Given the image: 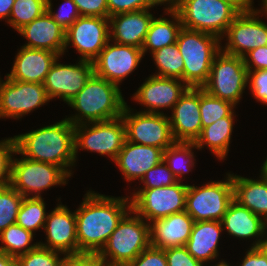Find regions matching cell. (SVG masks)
<instances>
[{"instance_id": "6da1fadb", "label": "cell", "mask_w": 267, "mask_h": 266, "mask_svg": "<svg viewBox=\"0 0 267 266\" xmlns=\"http://www.w3.org/2000/svg\"><path fill=\"white\" fill-rule=\"evenodd\" d=\"M131 210V199L87 191L75 210L78 253L98 254L118 223Z\"/></svg>"}, {"instance_id": "7a4b0ae2", "label": "cell", "mask_w": 267, "mask_h": 266, "mask_svg": "<svg viewBox=\"0 0 267 266\" xmlns=\"http://www.w3.org/2000/svg\"><path fill=\"white\" fill-rule=\"evenodd\" d=\"M14 138L15 155L57 165L72 177V166H76L74 125L68 119L18 134Z\"/></svg>"}, {"instance_id": "3957f363", "label": "cell", "mask_w": 267, "mask_h": 266, "mask_svg": "<svg viewBox=\"0 0 267 266\" xmlns=\"http://www.w3.org/2000/svg\"><path fill=\"white\" fill-rule=\"evenodd\" d=\"M67 104L77 111L73 116H66L75 126L121 117L126 102L118 85L93 73Z\"/></svg>"}, {"instance_id": "277c9868", "label": "cell", "mask_w": 267, "mask_h": 266, "mask_svg": "<svg viewBox=\"0 0 267 266\" xmlns=\"http://www.w3.org/2000/svg\"><path fill=\"white\" fill-rule=\"evenodd\" d=\"M221 42L214 35L182 27L176 43L184 63V83L201 88L207 82L213 60L221 51Z\"/></svg>"}, {"instance_id": "5b68a950", "label": "cell", "mask_w": 267, "mask_h": 266, "mask_svg": "<svg viewBox=\"0 0 267 266\" xmlns=\"http://www.w3.org/2000/svg\"><path fill=\"white\" fill-rule=\"evenodd\" d=\"M150 245V224L130 210L118 223L98 255L106 266H125Z\"/></svg>"}, {"instance_id": "8992f818", "label": "cell", "mask_w": 267, "mask_h": 266, "mask_svg": "<svg viewBox=\"0 0 267 266\" xmlns=\"http://www.w3.org/2000/svg\"><path fill=\"white\" fill-rule=\"evenodd\" d=\"M172 7L179 13L183 28L208 33L220 40L241 12L228 0H177Z\"/></svg>"}, {"instance_id": "52a82bcc", "label": "cell", "mask_w": 267, "mask_h": 266, "mask_svg": "<svg viewBox=\"0 0 267 266\" xmlns=\"http://www.w3.org/2000/svg\"><path fill=\"white\" fill-rule=\"evenodd\" d=\"M234 199L232 174L225 181H210L199 186L188 185L185 211L197 221H221Z\"/></svg>"}, {"instance_id": "ba28073f", "label": "cell", "mask_w": 267, "mask_h": 266, "mask_svg": "<svg viewBox=\"0 0 267 266\" xmlns=\"http://www.w3.org/2000/svg\"><path fill=\"white\" fill-rule=\"evenodd\" d=\"M248 70L242 57L224 53L215 56L207 82L201 87L208 94L231 102L235 106L242 99L248 85Z\"/></svg>"}, {"instance_id": "9c48e42d", "label": "cell", "mask_w": 267, "mask_h": 266, "mask_svg": "<svg viewBox=\"0 0 267 266\" xmlns=\"http://www.w3.org/2000/svg\"><path fill=\"white\" fill-rule=\"evenodd\" d=\"M70 177L62 167L22 156L12 160L10 185L24 197L41 198L42 191L66 185Z\"/></svg>"}, {"instance_id": "30bf717a", "label": "cell", "mask_w": 267, "mask_h": 266, "mask_svg": "<svg viewBox=\"0 0 267 266\" xmlns=\"http://www.w3.org/2000/svg\"><path fill=\"white\" fill-rule=\"evenodd\" d=\"M126 140L125 125L122 117L112 120L82 123L74 126L75 157L82 149L97 152L111 158L118 156Z\"/></svg>"}, {"instance_id": "8fae6325", "label": "cell", "mask_w": 267, "mask_h": 266, "mask_svg": "<svg viewBox=\"0 0 267 266\" xmlns=\"http://www.w3.org/2000/svg\"><path fill=\"white\" fill-rule=\"evenodd\" d=\"M188 183L177 182L174 185L138 189L132 193L131 210L144 218L149 224L171 214L185 211Z\"/></svg>"}, {"instance_id": "7c38bea8", "label": "cell", "mask_w": 267, "mask_h": 266, "mask_svg": "<svg viewBox=\"0 0 267 266\" xmlns=\"http://www.w3.org/2000/svg\"><path fill=\"white\" fill-rule=\"evenodd\" d=\"M121 117L129 142L158 147L163 151L175 142L166 113H134L126 103Z\"/></svg>"}, {"instance_id": "4fadbf2b", "label": "cell", "mask_w": 267, "mask_h": 266, "mask_svg": "<svg viewBox=\"0 0 267 266\" xmlns=\"http://www.w3.org/2000/svg\"><path fill=\"white\" fill-rule=\"evenodd\" d=\"M264 12L259 9L241 11L229 25L225 46L221 50L229 55L244 57L251 50L267 45V23L262 21ZM262 15V16H260Z\"/></svg>"}, {"instance_id": "5bb4252c", "label": "cell", "mask_w": 267, "mask_h": 266, "mask_svg": "<svg viewBox=\"0 0 267 266\" xmlns=\"http://www.w3.org/2000/svg\"><path fill=\"white\" fill-rule=\"evenodd\" d=\"M50 100L43 84L16 81L5 75L0 85V119L19 120Z\"/></svg>"}, {"instance_id": "9a60e30c", "label": "cell", "mask_w": 267, "mask_h": 266, "mask_svg": "<svg viewBox=\"0 0 267 266\" xmlns=\"http://www.w3.org/2000/svg\"><path fill=\"white\" fill-rule=\"evenodd\" d=\"M109 40V18L80 16L65 32L64 54L73 46L80 60L93 62Z\"/></svg>"}, {"instance_id": "2e32d148", "label": "cell", "mask_w": 267, "mask_h": 266, "mask_svg": "<svg viewBox=\"0 0 267 266\" xmlns=\"http://www.w3.org/2000/svg\"><path fill=\"white\" fill-rule=\"evenodd\" d=\"M143 56L141 48L109 40L93 61V71L95 75L121 85L122 81L137 69Z\"/></svg>"}, {"instance_id": "e0dca14e", "label": "cell", "mask_w": 267, "mask_h": 266, "mask_svg": "<svg viewBox=\"0 0 267 266\" xmlns=\"http://www.w3.org/2000/svg\"><path fill=\"white\" fill-rule=\"evenodd\" d=\"M93 73V62L79 59L78 63L73 65L61 64L56 59L43 85L51 100L60 98L68 103L85 86Z\"/></svg>"}, {"instance_id": "ac0fdd59", "label": "cell", "mask_w": 267, "mask_h": 266, "mask_svg": "<svg viewBox=\"0 0 267 266\" xmlns=\"http://www.w3.org/2000/svg\"><path fill=\"white\" fill-rule=\"evenodd\" d=\"M189 88L181 79L151 75L133 94V99L147 108L141 112L164 113L160 110H172Z\"/></svg>"}, {"instance_id": "d6986e66", "label": "cell", "mask_w": 267, "mask_h": 266, "mask_svg": "<svg viewBox=\"0 0 267 266\" xmlns=\"http://www.w3.org/2000/svg\"><path fill=\"white\" fill-rule=\"evenodd\" d=\"M43 230L47 242H39L40 246L64 254L78 253L75 210L72 212L66 205L57 204L47 214Z\"/></svg>"}, {"instance_id": "ffe728a7", "label": "cell", "mask_w": 267, "mask_h": 266, "mask_svg": "<svg viewBox=\"0 0 267 266\" xmlns=\"http://www.w3.org/2000/svg\"><path fill=\"white\" fill-rule=\"evenodd\" d=\"M200 88L190 87L172 108L168 116L175 141L195 142L202 132Z\"/></svg>"}, {"instance_id": "44dd1931", "label": "cell", "mask_w": 267, "mask_h": 266, "mask_svg": "<svg viewBox=\"0 0 267 266\" xmlns=\"http://www.w3.org/2000/svg\"><path fill=\"white\" fill-rule=\"evenodd\" d=\"M221 224L231 236L242 240L255 239L251 248L262 247L267 240V222L235 199L229 204Z\"/></svg>"}, {"instance_id": "7402d4cb", "label": "cell", "mask_w": 267, "mask_h": 266, "mask_svg": "<svg viewBox=\"0 0 267 266\" xmlns=\"http://www.w3.org/2000/svg\"><path fill=\"white\" fill-rule=\"evenodd\" d=\"M163 160V150L158 147L136 144L125 140L114 163L127 182L139 181L145 173Z\"/></svg>"}, {"instance_id": "603a6c76", "label": "cell", "mask_w": 267, "mask_h": 266, "mask_svg": "<svg viewBox=\"0 0 267 266\" xmlns=\"http://www.w3.org/2000/svg\"><path fill=\"white\" fill-rule=\"evenodd\" d=\"M17 32L28 41L23 47L49 50L60 57L64 55L66 30L52 18L47 10Z\"/></svg>"}, {"instance_id": "cb8c5ba5", "label": "cell", "mask_w": 267, "mask_h": 266, "mask_svg": "<svg viewBox=\"0 0 267 266\" xmlns=\"http://www.w3.org/2000/svg\"><path fill=\"white\" fill-rule=\"evenodd\" d=\"M56 59L60 56L52 51L21 46L7 76L16 81L43 84Z\"/></svg>"}, {"instance_id": "d4e9b609", "label": "cell", "mask_w": 267, "mask_h": 266, "mask_svg": "<svg viewBox=\"0 0 267 266\" xmlns=\"http://www.w3.org/2000/svg\"><path fill=\"white\" fill-rule=\"evenodd\" d=\"M153 17L149 9L110 16V41L142 48Z\"/></svg>"}, {"instance_id": "484cf974", "label": "cell", "mask_w": 267, "mask_h": 266, "mask_svg": "<svg viewBox=\"0 0 267 266\" xmlns=\"http://www.w3.org/2000/svg\"><path fill=\"white\" fill-rule=\"evenodd\" d=\"M193 224L186 211L157 219L150 223L151 245L161 249L185 246Z\"/></svg>"}, {"instance_id": "4316f807", "label": "cell", "mask_w": 267, "mask_h": 266, "mask_svg": "<svg viewBox=\"0 0 267 266\" xmlns=\"http://www.w3.org/2000/svg\"><path fill=\"white\" fill-rule=\"evenodd\" d=\"M222 231L221 221L194 222L185 247L196 260L206 265L219 257L218 246Z\"/></svg>"}, {"instance_id": "83f0119b", "label": "cell", "mask_w": 267, "mask_h": 266, "mask_svg": "<svg viewBox=\"0 0 267 266\" xmlns=\"http://www.w3.org/2000/svg\"><path fill=\"white\" fill-rule=\"evenodd\" d=\"M258 178L233 173L234 199L267 222V177L260 174Z\"/></svg>"}, {"instance_id": "f1b7e54d", "label": "cell", "mask_w": 267, "mask_h": 266, "mask_svg": "<svg viewBox=\"0 0 267 266\" xmlns=\"http://www.w3.org/2000/svg\"><path fill=\"white\" fill-rule=\"evenodd\" d=\"M164 9V13L170 15L172 19L162 16L153 17L141 48L144 56L147 50L152 54L177 42L178 34L183 27L180 15L172 6L164 7Z\"/></svg>"}, {"instance_id": "f546056e", "label": "cell", "mask_w": 267, "mask_h": 266, "mask_svg": "<svg viewBox=\"0 0 267 266\" xmlns=\"http://www.w3.org/2000/svg\"><path fill=\"white\" fill-rule=\"evenodd\" d=\"M234 111L228 116L218 119L213 124L203 127L200 136L195 140L197 150L207 146L218 160H225L231 144V135L234 126Z\"/></svg>"}, {"instance_id": "4dcf8cb0", "label": "cell", "mask_w": 267, "mask_h": 266, "mask_svg": "<svg viewBox=\"0 0 267 266\" xmlns=\"http://www.w3.org/2000/svg\"><path fill=\"white\" fill-rule=\"evenodd\" d=\"M194 148L196 149L194 142L175 141L163 151L164 163L179 182H182L185 173L191 172L195 166L196 159L192 150Z\"/></svg>"}, {"instance_id": "1f68e13d", "label": "cell", "mask_w": 267, "mask_h": 266, "mask_svg": "<svg viewBox=\"0 0 267 266\" xmlns=\"http://www.w3.org/2000/svg\"><path fill=\"white\" fill-rule=\"evenodd\" d=\"M34 235L17 223L12 224L0 233V244H3L0 245V252L16 259L39 245V242L32 244Z\"/></svg>"}, {"instance_id": "d6a6232c", "label": "cell", "mask_w": 267, "mask_h": 266, "mask_svg": "<svg viewBox=\"0 0 267 266\" xmlns=\"http://www.w3.org/2000/svg\"><path fill=\"white\" fill-rule=\"evenodd\" d=\"M151 55L158 69L153 75L178 78L183 81L184 63L177 43L165 46Z\"/></svg>"}, {"instance_id": "836d02e7", "label": "cell", "mask_w": 267, "mask_h": 266, "mask_svg": "<svg viewBox=\"0 0 267 266\" xmlns=\"http://www.w3.org/2000/svg\"><path fill=\"white\" fill-rule=\"evenodd\" d=\"M47 214L44 198L24 197L16 223L35 234L34 232L44 228Z\"/></svg>"}, {"instance_id": "e575fe53", "label": "cell", "mask_w": 267, "mask_h": 266, "mask_svg": "<svg viewBox=\"0 0 267 266\" xmlns=\"http://www.w3.org/2000/svg\"><path fill=\"white\" fill-rule=\"evenodd\" d=\"M235 108V105L231 102L214 97L200 88L199 109L202 128L213 124L220 118L228 117L233 111H235Z\"/></svg>"}, {"instance_id": "d590c367", "label": "cell", "mask_w": 267, "mask_h": 266, "mask_svg": "<svg viewBox=\"0 0 267 266\" xmlns=\"http://www.w3.org/2000/svg\"><path fill=\"white\" fill-rule=\"evenodd\" d=\"M46 10L47 0H15L7 24L18 31L41 16Z\"/></svg>"}, {"instance_id": "8d00e7d4", "label": "cell", "mask_w": 267, "mask_h": 266, "mask_svg": "<svg viewBox=\"0 0 267 266\" xmlns=\"http://www.w3.org/2000/svg\"><path fill=\"white\" fill-rule=\"evenodd\" d=\"M23 199L11 185L0 188V233L16 223Z\"/></svg>"}, {"instance_id": "74e56055", "label": "cell", "mask_w": 267, "mask_h": 266, "mask_svg": "<svg viewBox=\"0 0 267 266\" xmlns=\"http://www.w3.org/2000/svg\"><path fill=\"white\" fill-rule=\"evenodd\" d=\"M61 253L38 245L26 254L18 256L16 259L21 266H58L61 260Z\"/></svg>"}, {"instance_id": "f35d334b", "label": "cell", "mask_w": 267, "mask_h": 266, "mask_svg": "<svg viewBox=\"0 0 267 266\" xmlns=\"http://www.w3.org/2000/svg\"><path fill=\"white\" fill-rule=\"evenodd\" d=\"M140 181V183H143V187L139 189L160 188L174 185L178 182L163 160L148 170Z\"/></svg>"}, {"instance_id": "ab89813d", "label": "cell", "mask_w": 267, "mask_h": 266, "mask_svg": "<svg viewBox=\"0 0 267 266\" xmlns=\"http://www.w3.org/2000/svg\"><path fill=\"white\" fill-rule=\"evenodd\" d=\"M16 152L15 138H6L0 141V188L10 185L12 160Z\"/></svg>"}, {"instance_id": "60d3db41", "label": "cell", "mask_w": 267, "mask_h": 266, "mask_svg": "<svg viewBox=\"0 0 267 266\" xmlns=\"http://www.w3.org/2000/svg\"><path fill=\"white\" fill-rule=\"evenodd\" d=\"M63 1L59 10L53 12L52 0H47V11L64 30H67L81 15L72 0Z\"/></svg>"}, {"instance_id": "b9f144b4", "label": "cell", "mask_w": 267, "mask_h": 266, "mask_svg": "<svg viewBox=\"0 0 267 266\" xmlns=\"http://www.w3.org/2000/svg\"><path fill=\"white\" fill-rule=\"evenodd\" d=\"M108 18L121 13L150 9L163 5L158 0H107Z\"/></svg>"}, {"instance_id": "7bdbcfd3", "label": "cell", "mask_w": 267, "mask_h": 266, "mask_svg": "<svg viewBox=\"0 0 267 266\" xmlns=\"http://www.w3.org/2000/svg\"><path fill=\"white\" fill-rule=\"evenodd\" d=\"M125 266H167L165 250L150 245Z\"/></svg>"}, {"instance_id": "ee69618b", "label": "cell", "mask_w": 267, "mask_h": 266, "mask_svg": "<svg viewBox=\"0 0 267 266\" xmlns=\"http://www.w3.org/2000/svg\"><path fill=\"white\" fill-rule=\"evenodd\" d=\"M251 94L258 102L267 106V69L248 71V81Z\"/></svg>"}, {"instance_id": "f6af8a7d", "label": "cell", "mask_w": 267, "mask_h": 266, "mask_svg": "<svg viewBox=\"0 0 267 266\" xmlns=\"http://www.w3.org/2000/svg\"><path fill=\"white\" fill-rule=\"evenodd\" d=\"M167 266H205L196 260L185 246L166 248Z\"/></svg>"}, {"instance_id": "bcb514c9", "label": "cell", "mask_w": 267, "mask_h": 266, "mask_svg": "<svg viewBox=\"0 0 267 266\" xmlns=\"http://www.w3.org/2000/svg\"><path fill=\"white\" fill-rule=\"evenodd\" d=\"M62 257L58 266H106L95 253L64 254Z\"/></svg>"}, {"instance_id": "7dc6e473", "label": "cell", "mask_w": 267, "mask_h": 266, "mask_svg": "<svg viewBox=\"0 0 267 266\" xmlns=\"http://www.w3.org/2000/svg\"><path fill=\"white\" fill-rule=\"evenodd\" d=\"M81 16L108 18L107 0H72Z\"/></svg>"}, {"instance_id": "c3c4849f", "label": "cell", "mask_w": 267, "mask_h": 266, "mask_svg": "<svg viewBox=\"0 0 267 266\" xmlns=\"http://www.w3.org/2000/svg\"><path fill=\"white\" fill-rule=\"evenodd\" d=\"M243 59L248 71L267 69V45L251 50Z\"/></svg>"}, {"instance_id": "681fc988", "label": "cell", "mask_w": 267, "mask_h": 266, "mask_svg": "<svg viewBox=\"0 0 267 266\" xmlns=\"http://www.w3.org/2000/svg\"><path fill=\"white\" fill-rule=\"evenodd\" d=\"M239 266H267V251L263 247L248 248Z\"/></svg>"}, {"instance_id": "f907efd6", "label": "cell", "mask_w": 267, "mask_h": 266, "mask_svg": "<svg viewBox=\"0 0 267 266\" xmlns=\"http://www.w3.org/2000/svg\"><path fill=\"white\" fill-rule=\"evenodd\" d=\"M15 0H0V19L9 21V17L13 8Z\"/></svg>"}, {"instance_id": "816d5d0a", "label": "cell", "mask_w": 267, "mask_h": 266, "mask_svg": "<svg viewBox=\"0 0 267 266\" xmlns=\"http://www.w3.org/2000/svg\"><path fill=\"white\" fill-rule=\"evenodd\" d=\"M236 5L241 11L254 9L253 0H228Z\"/></svg>"}, {"instance_id": "f5cc1de1", "label": "cell", "mask_w": 267, "mask_h": 266, "mask_svg": "<svg viewBox=\"0 0 267 266\" xmlns=\"http://www.w3.org/2000/svg\"><path fill=\"white\" fill-rule=\"evenodd\" d=\"M15 258L0 252V266H8Z\"/></svg>"}, {"instance_id": "db71d44e", "label": "cell", "mask_w": 267, "mask_h": 266, "mask_svg": "<svg viewBox=\"0 0 267 266\" xmlns=\"http://www.w3.org/2000/svg\"><path fill=\"white\" fill-rule=\"evenodd\" d=\"M261 174L267 177V158L264 161V163L262 164L261 170H260Z\"/></svg>"}, {"instance_id": "11a10c76", "label": "cell", "mask_w": 267, "mask_h": 266, "mask_svg": "<svg viewBox=\"0 0 267 266\" xmlns=\"http://www.w3.org/2000/svg\"><path fill=\"white\" fill-rule=\"evenodd\" d=\"M158 1L164 6H172L177 0H158Z\"/></svg>"}, {"instance_id": "9f6ffc18", "label": "cell", "mask_w": 267, "mask_h": 266, "mask_svg": "<svg viewBox=\"0 0 267 266\" xmlns=\"http://www.w3.org/2000/svg\"><path fill=\"white\" fill-rule=\"evenodd\" d=\"M225 261L226 260L221 259L218 263H216L213 266H231L230 263H227V261L226 262ZM210 266H212V265H210Z\"/></svg>"}, {"instance_id": "6f0895ef", "label": "cell", "mask_w": 267, "mask_h": 266, "mask_svg": "<svg viewBox=\"0 0 267 266\" xmlns=\"http://www.w3.org/2000/svg\"><path fill=\"white\" fill-rule=\"evenodd\" d=\"M260 10L263 11L264 14L267 15V0H262V6Z\"/></svg>"}, {"instance_id": "680465c9", "label": "cell", "mask_w": 267, "mask_h": 266, "mask_svg": "<svg viewBox=\"0 0 267 266\" xmlns=\"http://www.w3.org/2000/svg\"><path fill=\"white\" fill-rule=\"evenodd\" d=\"M8 266H21L17 259H14Z\"/></svg>"}, {"instance_id": "91938a15", "label": "cell", "mask_w": 267, "mask_h": 266, "mask_svg": "<svg viewBox=\"0 0 267 266\" xmlns=\"http://www.w3.org/2000/svg\"><path fill=\"white\" fill-rule=\"evenodd\" d=\"M262 247L267 251V240H266V242L262 245Z\"/></svg>"}]
</instances>
